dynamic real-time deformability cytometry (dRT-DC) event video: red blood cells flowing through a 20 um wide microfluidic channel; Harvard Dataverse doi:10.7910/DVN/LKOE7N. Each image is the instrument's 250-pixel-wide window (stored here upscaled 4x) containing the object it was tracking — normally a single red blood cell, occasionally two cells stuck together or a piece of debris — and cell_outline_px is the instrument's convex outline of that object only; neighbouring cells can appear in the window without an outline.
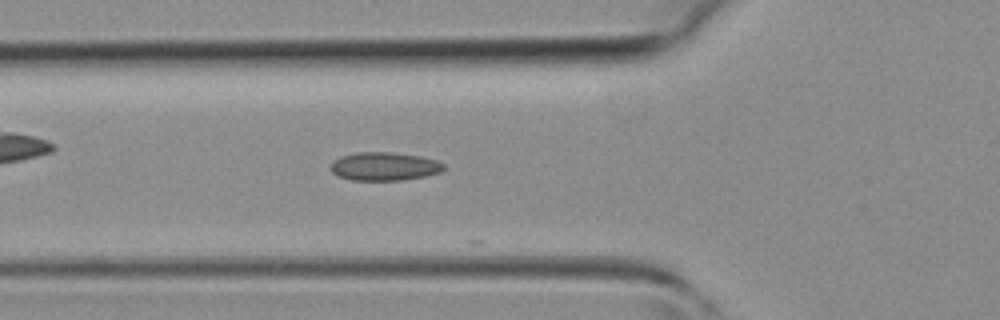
{"species": "common noctule bat (a hibernating species)", "species_latin": "Nyctalus noctula", "temperature_condition": "room temperature", "stored_images_in_passage": 11, "camera_frame_rate_fps": 3000, "um_per_image_px": 0.085, "animal": {"sex": "female", "body_mass_g": 19.3, "forearm_length_mm": 54.1}, "frame": {"image": 1, "passage_image": 8, "time_ms": 2.333, "image_size_px": [1000, 320], "cell_outline_px": [[444, 168], [440, 172], [428, 176], [404, 180], [352, 180], [336, 176], [332, 172], [332, 160], [340, 156], [356, 152], [392, 152], [420, 156], [436, 160], [444, 164]], "centroid_in_image_um": [32.66, 14.14], "position_along_channel_um": 93.1, "area_um2": 18.84}}
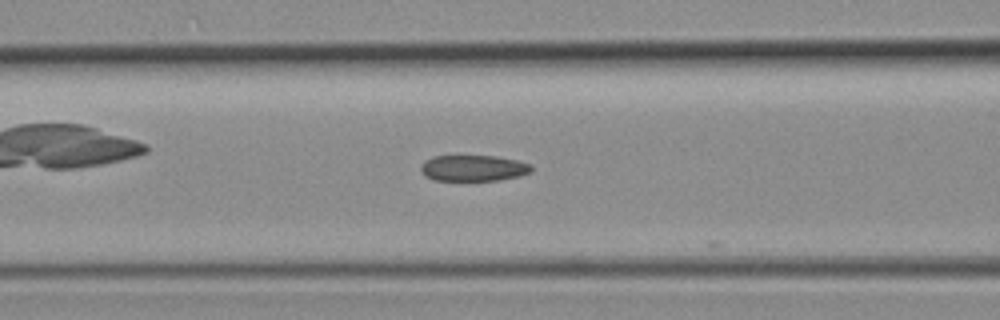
{"frame": {"image": 2, "passage_image": 10, "time_ms": 3.0, "image_size_px": [1000, 320], "cell_outline_px": [[532, 172], [520, 176], [500, 180], [436, 180], [424, 176], [420, 172], [420, 164], [424, 160], [432, 156], [496, 156], [516, 160], [532, 164]], "centroid_in_image_um": [40.22, 14.28], "position_along_channel_um": 126.4, "area_um2": 16.99}}